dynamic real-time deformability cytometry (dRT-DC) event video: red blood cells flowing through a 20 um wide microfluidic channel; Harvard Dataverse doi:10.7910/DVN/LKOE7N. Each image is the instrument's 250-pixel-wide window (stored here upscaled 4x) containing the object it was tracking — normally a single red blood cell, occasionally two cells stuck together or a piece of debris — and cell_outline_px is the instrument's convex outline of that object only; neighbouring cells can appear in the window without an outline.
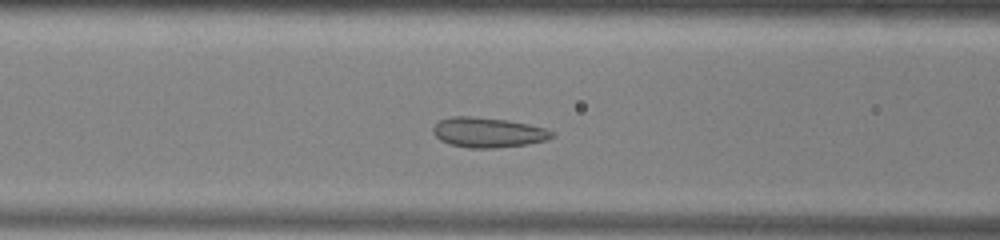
{"species": "common noctule bat (a hibernating species)", "species_latin": "Nyctalus noctula", "temperature_condition": "warm", "stored_images_in_passage": 42, "camera_frame_rate_fps": 3000, "um_per_image_px": 0.085, "animal": {"sex": "male", "body_mass_g": 13.0, "forearm_length_mm": 53.1}, "frame": {"image": 1, "passage_image": 11, "time_ms": 3.333, "image_size_px": [1000, 240], "cell_outline_px": [[556, 136], [544, 140], [528, 144], [496, 148], [468, 148], [452, 144], [440, 140], [432, 132], [432, 128], [440, 120], [452, 116], [472, 116], [508, 120], [548, 128], [556, 132]], "centroid_in_image_um": [41.53, 11.25], "position_along_channel_um": 125.1, "area_um2": 20.92}}
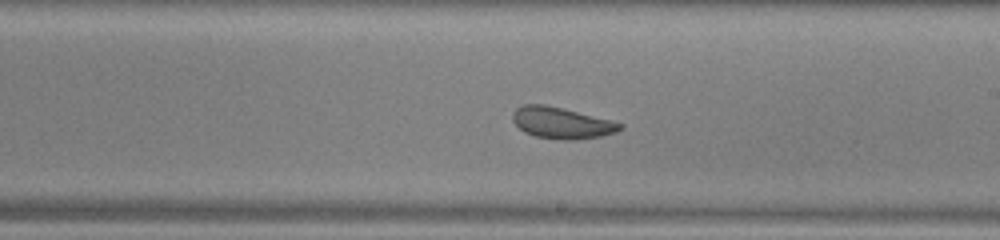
{"frame": {"image": 2, "passage_image": 20, "time_ms": 6.333, "image_size_px": [1000, 240], "cell_outline_px": [[624, 128], [616, 132], [600, 136], [576, 140], [564, 140], [536, 136], [524, 132], [512, 120], [512, 112], [516, 108], [524, 104], [544, 104], [624, 124]], "centroid_in_image_um": [47.71, 10.45], "position_along_channel_um": 241.3, "area_um2": 19.31}}
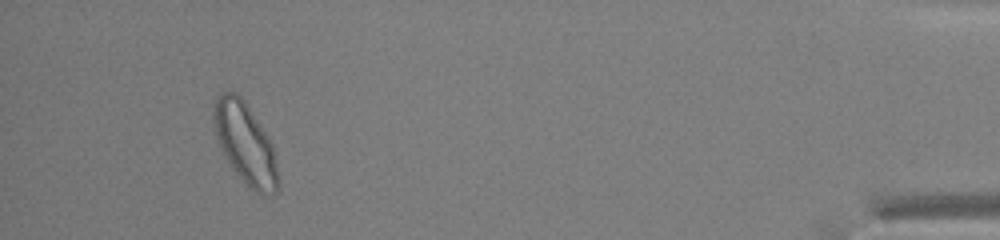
{"frame": {"image": 3, "passage_image": 39, "time_ms": 12.667, "image_size_px": [1000, 240], "cell_outline_px": [[280, 184], [276, 192], [272, 196], [264, 196], [256, 192], [228, 164], [224, 156], [216, 136], [212, 112], [212, 108], [216, 96], [220, 92], [236, 92], [244, 100], [268, 136], [272, 144], [276, 160], [280, 180]], "centroid_in_image_um": [20.86, 12.2], "position_along_channel_um": 414.3, "area_um2": 30.58}, "authors_computed_cell_mechanics": {"area_um2": 21.675, "velocity_mm_per_s": 3.8892, "shape_relaxation_time_tau1_ms": null, "shape_relaxation_time_tau2_ms": 3.1144, "deformation_change_tau1": null, "deformation_change_tau2": 0.0676}}